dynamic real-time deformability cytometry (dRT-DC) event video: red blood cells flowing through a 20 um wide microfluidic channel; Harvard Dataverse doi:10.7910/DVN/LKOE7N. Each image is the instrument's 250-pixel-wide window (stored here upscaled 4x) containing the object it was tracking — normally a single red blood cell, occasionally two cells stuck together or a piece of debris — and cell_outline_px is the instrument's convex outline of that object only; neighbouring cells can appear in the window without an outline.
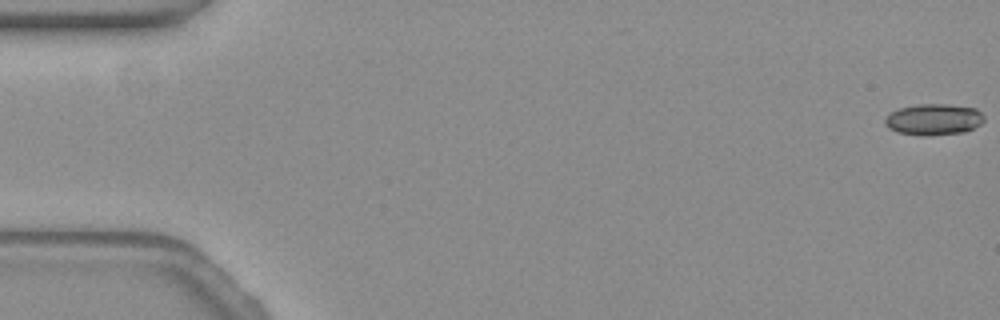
{"species": "common noctule bat (a hibernating species)", "species_latin": "Nyctalus noctula", "temperature_condition": "warm", "stored_images_in_passage": 38, "camera_frame_rate_fps": 3000, "um_per_image_px": 0.085, "animal": {"sex": "female", "body_mass_g": 19.3, "forearm_length_mm": 54.1}, "frame": {"image": 1, "passage_image": 1, "time_ms": 0.0, "image_size_px": [1000, 320], "cell_outline_px": [[984, 120], [980, 124], [964, 132], [900, 132], [888, 128], [884, 124], [884, 120], [892, 112], [900, 108], [916, 104], [948, 104], [976, 108], [984, 116]], "centroid_in_image_um": [79.39, 10.08], "position_along_channel_um": 5.6, "area_um2": 16.99}}
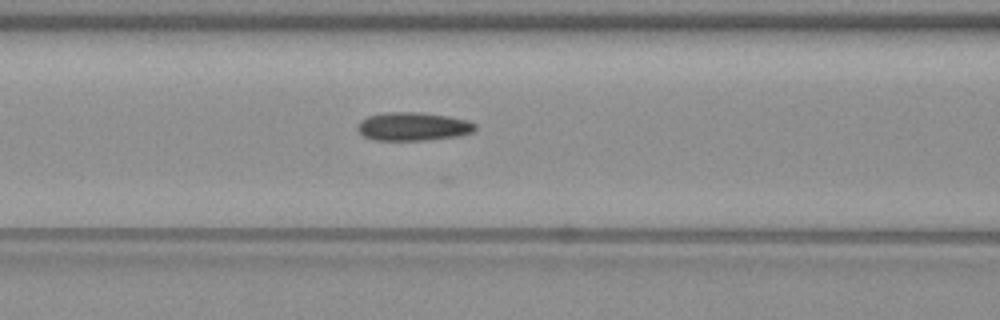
{"frame": {"image": 2, "passage_image": 23, "time_ms": 7.333, "image_size_px": [1000, 320], "cell_outline_px": [[476, 128], [472, 132], [456, 136], [424, 140], [376, 140], [364, 136], [356, 128], [360, 120], [368, 116], [384, 112], [420, 112], [448, 116], [468, 120], [476, 124]], "centroid_in_image_um": [35.09, 10.74], "position_along_channel_um": 131.5, "area_um2": 19.42}}
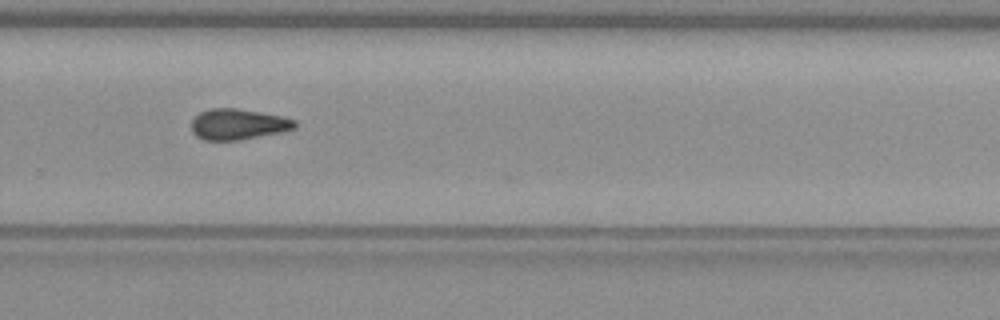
{"frame": {"image": 3, "passage_image": 37, "time_ms": 12.0, "image_size_px": [1000, 320], "cell_outline_px": [[296, 128], [280, 132], [236, 140], [204, 140], [196, 136], [192, 132], [192, 120], [200, 112], [208, 108], [236, 108], [284, 116], [296, 120]], "centroid_in_image_um": [20.23, 10.55], "position_along_channel_um": 309.6, "area_um2": 18.5}}